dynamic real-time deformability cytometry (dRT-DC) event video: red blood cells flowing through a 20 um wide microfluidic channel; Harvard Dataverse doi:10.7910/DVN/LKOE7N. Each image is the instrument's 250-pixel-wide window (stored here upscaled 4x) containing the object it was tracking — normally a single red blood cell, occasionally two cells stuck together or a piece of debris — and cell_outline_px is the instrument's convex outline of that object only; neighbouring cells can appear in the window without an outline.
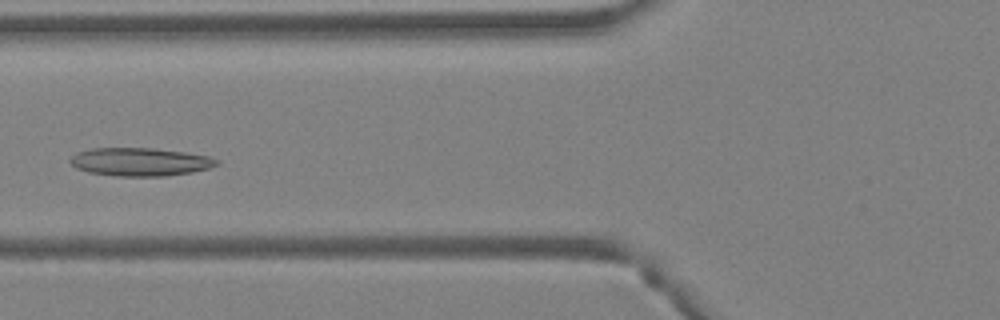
{"species": "Egyptian fruit bat (a non-hibernating species)", "species_latin": "Rousettus aegyptiacus", "temperature_condition": "warm", "stored_images_in_passage": 46, "camera_frame_rate_fps": 3000, "um_per_image_px": 0.085, "animal": {"sex": "female"}, "frame": {"image": 1, "passage_image": 19, "time_ms": 6.0, "image_size_px": [1000, 320], "cell_outline_px": [[220, 164], [208, 168], [192, 172], [164, 176], [116, 176], [88, 172], [76, 168], [68, 160], [76, 152], [88, 148], [152, 148], [184, 152], [208, 156], [220, 160]], "centroid_in_image_um": [11.89, 13.75], "position_along_channel_um": 113.9, "area_um2": 24.16}}
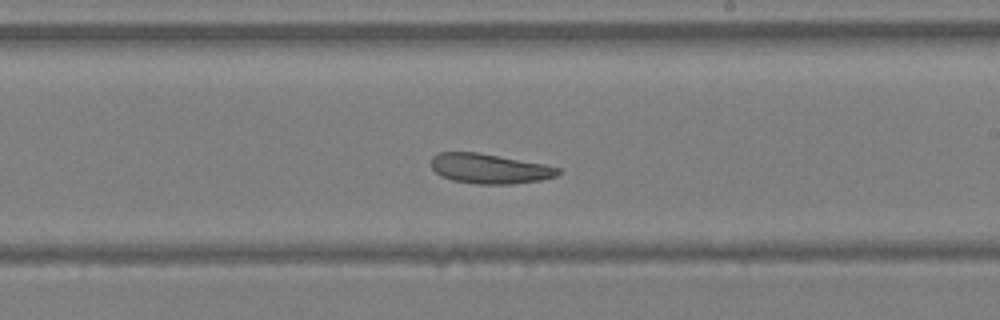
{"frame": {"image": 2, "passage_image": 28, "time_ms": 9.0, "image_size_px": [1000, 320], "cell_outline_px": [[560, 172], [556, 176], [540, 180], [512, 184], [476, 184], [452, 180], [440, 176], [432, 168], [432, 156], [440, 152], [480, 152], [544, 164], [560, 168]], "centroid_in_image_um": [41.6, 14.33], "position_along_channel_um": 247.4, "area_um2": 22.14}}
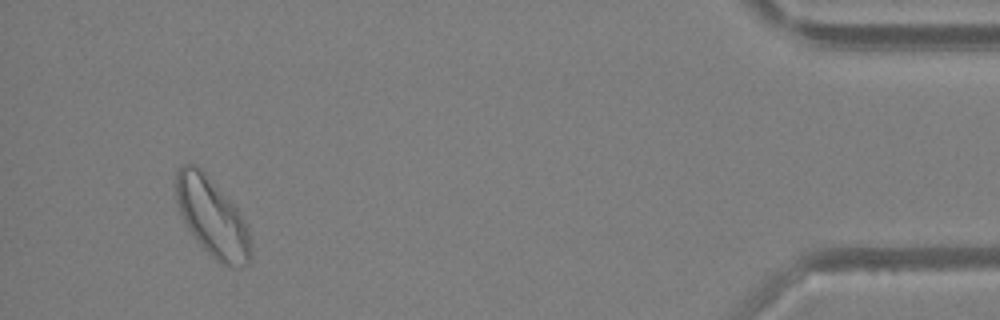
{"frame": {"image": 3, "passage_image": 44, "time_ms": 14.333, "image_size_px": [1000, 320], "cell_outline_px": [[252, 256], [248, 264], [232, 268], [228, 268], [216, 260], [200, 244], [188, 228], [180, 212], [176, 200], [176, 176], [180, 168], [184, 164], [196, 164], [204, 172], [236, 208], [248, 232], [252, 252]], "centroid_in_image_um": [18.03, 18.51], "position_along_channel_um": 417.2, "area_um2": 33.47}, "authors_computed_cell_mechanics": {"area_um2": 27.8307, "velocity_mm_per_s": 4.4572, "shape_relaxation_time_tau1_ms": 8.2078, "shape_relaxation_time_tau2_ms": null, "deformation_change_tau1": 0.1568, "deformation_change_tau2": null}}